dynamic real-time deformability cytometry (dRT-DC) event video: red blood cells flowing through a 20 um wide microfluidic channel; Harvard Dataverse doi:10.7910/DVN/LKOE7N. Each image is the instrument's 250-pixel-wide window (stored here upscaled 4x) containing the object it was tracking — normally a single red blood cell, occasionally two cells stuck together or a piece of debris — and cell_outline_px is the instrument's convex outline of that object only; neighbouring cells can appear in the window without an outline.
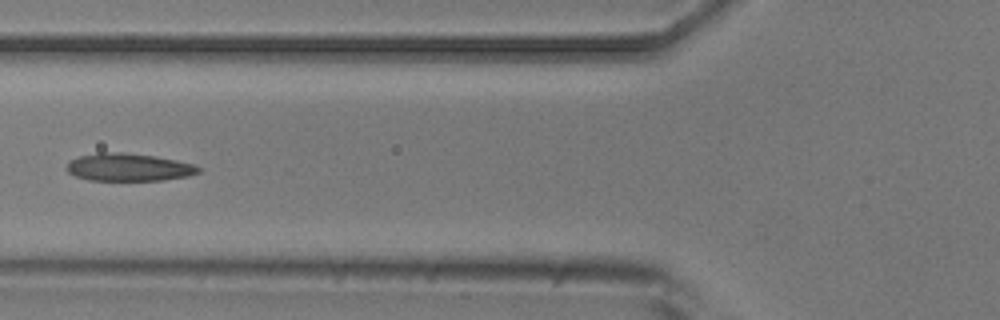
{"species": "common noctule bat (a hibernating species)", "species_latin": "Nyctalus noctula", "temperature_condition": "room temperature", "stored_images_in_passage": 9, "camera_frame_rate_fps": 3000, "um_per_image_px": 0.085, "animal": {"sex": "male", "body_mass_g": 20.5, "forearm_length_mm": 52.5}, "frame": {"image": 1, "passage_image": 6, "time_ms": 6.0, "image_size_px": [1000, 320], "cell_outline_px": [[200, 172], [188, 176], [164, 180], [88, 180], [76, 176], [68, 172], [64, 168], [68, 160], [80, 156], [100, 152], [124, 152], [152, 156], [176, 160], [196, 164], [200, 168]], "centroid_in_image_um": [10.91, 14.21], "position_along_channel_um": 114.9, "area_um2": 21.39}}
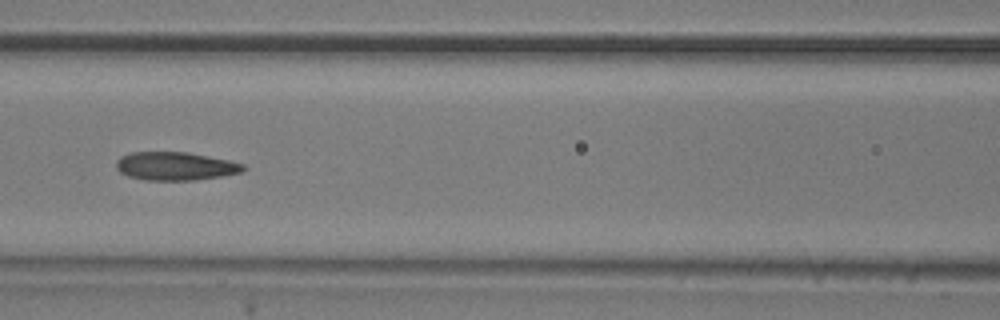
{"frame": {"image": 2, "passage_image": 7, "time_ms": 7.0, "image_size_px": [1000, 320], "cell_outline_px": [[248, 168], [240, 172], [220, 176], [196, 180], [144, 180], [128, 176], [120, 172], [116, 168], [116, 160], [120, 156], [132, 152], [188, 152], [228, 160], [244, 164]], "centroid_in_image_um": [14.88, 14.12], "position_along_channel_um": 151.7, "area_um2": 20.98}}
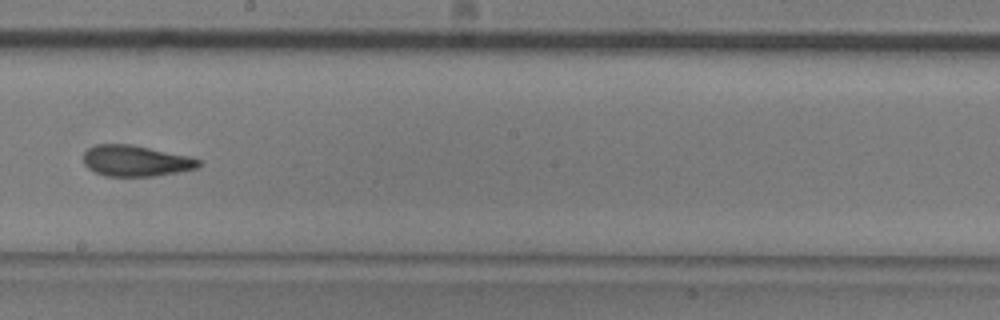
{"frame": {"image": 3, "passage_image": 9, "time_ms": 9.333, "image_size_px": [1000, 320], "cell_outline_px": [[200, 164], [196, 168], [176, 172], [152, 176], [104, 176], [88, 168], [84, 164], [84, 152], [88, 148], [96, 144], [132, 144], [188, 156], [200, 160]], "centroid_in_image_um": [11.49, 13.66], "position_along_channel_um": 236.7, "area_um2": 20.63}}